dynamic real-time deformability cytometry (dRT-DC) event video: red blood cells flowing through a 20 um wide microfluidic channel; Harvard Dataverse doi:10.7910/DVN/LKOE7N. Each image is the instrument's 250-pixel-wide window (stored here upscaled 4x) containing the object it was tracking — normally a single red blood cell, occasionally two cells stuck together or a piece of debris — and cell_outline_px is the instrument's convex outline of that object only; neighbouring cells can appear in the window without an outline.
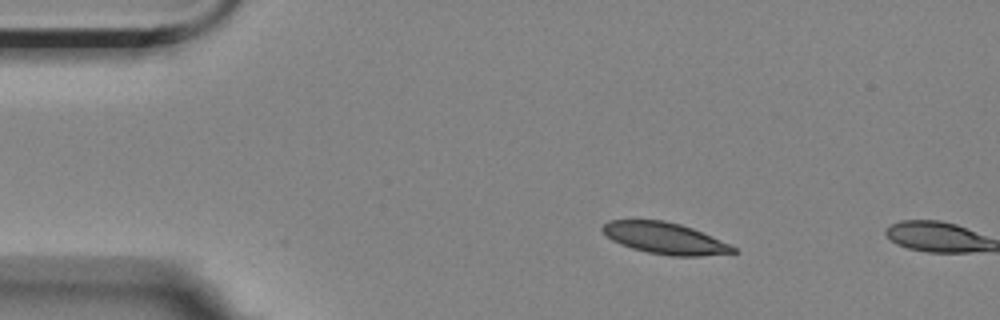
{"species": "Egyptian fruit bat (a non-hibernating species)", "species_latin": "Rousettus aegyptiacus", "temperature_condition": "room temperature", "stored_images_in_passage": 3, "camera_frame_rate_fps": 3000, "um_per_image_px": 0.085, "animal": {"sex": "female"}, "frame": {"image": 1, "passage_image": 2, "time_ms": 1.333, "image_size_px": [1000, 320], "cell_outline_px": [[740, 252], [700, 256], [672, 256], [648, 252], [632, 248], [620, 244], [612, 240], [600, 228], [608, 220], [664, 220], [680, 224], [692, 228], [728, 244], [736, 248]], "centroid_in_image_um": [56.5, 20.25], "position_along_channel_um": 28.5, "area_um2": 23.7}}